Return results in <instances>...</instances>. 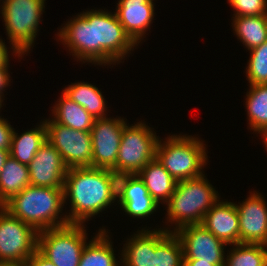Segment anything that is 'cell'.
I'll list each match as a JSON object with an SVG mask.
<instances>
[{"label": "cell", "instance_id": "obj_1", "mask_svg": "<svg viewBox=\"0 0 267 266\" xmlns=\"http://www.w3.org/2000/svg\"><path fill=\"white\" fill-rule=\"evenodd\" d=\"M108 12L101 9L83 11L56 34L77 58L75 60L95 65H116L138 46L125 32L116 13Z\"/></svg>", "mask_w": 267, "mask_h": 266}, {"label": "cell", "instance_id": "obj_2", "mask_svg": "<svg viewBox=\"0 0 267 266\" xmlns=\"http://www.w3.org/2000/svg\"><path fill=\"white\" fill-rule=\"evenodd\" d=\"M117 179L109 169L69 168L63 185L64 204L67 199L71 204L69 224H84L117 202Z\"/></svg>", "mask_w": 267, "mask_h": 266}, {"label": "cell", "instance_id": "obj_3", "mask_svg": "<svg viewBox=\"0 0 267 266\" xmlns=\"http://www.w3.org/2000/svg\"><path fill=\"white\" fill-rule=\"evenodd\" d=\"M3 208L13 217L31 225L38 232L69 224L64 208L63 188L29 185L8 200Z\"/></svg>", "mask_w": 267, "mask_h": 266}, {"label": "cell", "instance_id": "obj_4", "mask_svg": "<svg viewBox=\"0 0 267 266\" xmlns=\"http://www.w3.org/2000/svg\"><path fill=\"white\" fill-rule=\"evenodd\" d=\"M217 193L204 174L177 182L172 196L165 204L166 223L175 224V228L169 232H176L187 225L201 224L206 213L219 200Z\"/></svg>", "mask_w": 267, "mask_h": 266}, {"label": "cell", "instance_id": "obj_5", "mask_svg": "<svg viewBox=\"0 0 267 266\" xmlns=\"http://www.w3.org/2000/svg\"><path fill=\"white\" fill-rule=\"evenodd\" d=\"M203 142L198 137L182 134L169 135L163 142L159 138L155 157L176 182L197 178L203 175L208 160Z\"/></svg>", "mask_w": 267, "mask_h": 266}, {"label": "cell", "instance_id": "obj_6", "mask_svg": "<svg viewBox=\"0 0 267 266\" xmlns=\"http://www.w3.org/2000/svg\"><path fill=\"white\" fill-rule=\"evenodd\" d=\"M46 0H2L1 15L12 45V53L21 57L29 53L38 34Z\"/></svg>", "mask_w": 267, "mask_h": 266}, {"label": "cell", "instance_id": "obj_7", "mask_svg": "<svg viewBox=\"0 0 267 266\" xmlns=\"http://www.w3.org/2000/svg\"><path fill=\"white\" fill-rule=\"evenodd\" d=\"M125 124L116 166L111 170L116 175L138 174L156 156L159 136L142 121Z\"/></svg>", "mask_w": 267, "mask_h": 266}, {"label": "cell", "instance_id": "obj_8", "mask_svg": "<svg viewBox=\"0 0 267 266\" xmlns=\"http://www.w3.org/2000/svg\"><path fill=\"white\" fill-rule=\"evenodd\" d=\"M87 239L83 224H68L40 231L37 250L55 266H79Z\"/></svg>", "mask_w": 267, "mask_h": 266}, {"label": "cell", "instance_id": "obj_9", "mask_svg": "<svg viewBox=\"0 0 267 266\" xmlns=\"http://www.w3.org/2000/svg\"><path fill=\"white\" fill-rule=\"evenodd\" d=\"M39 232L0 209V266H23L37 250Z\"/></svg>", "mask_w": 267, "mask_h": 266}, {"label": "cell", "instance_id": "obj_10", "mask_svg": "<svg viewBox=\"0 0 267 266\" xmlns=\"http://www.w3.org/2000/svg\"><path fill=\"white\" fill-rule=\"evenodd\" d=\"M46 140L61 154L66 166L93 167L92 138L90 132L77 131L46 119Z\"/></svg>", "mask_w": 267, "mask_h": 266}, {"label": "cell", "instance_id": "obj_11", "mask_svg": "<svg viewBox=\"0 0 267 266\" xmlns=\"http://www.w3.org/2000/svg\"><path fill=\"white\" fill-rule=\"evenodd\" d=\"M126 123L121 117L95 118L90 131L93 167L112 170L116 166L121 135Z\"/></svg>", "mask_w": 267, "mask_h": 266}, {"label": "cell", "instance_id": "obj_12", "mask_svg": "<svg viewBox=\"0 0 267 266\" xmlns=\"http://www.w3.org/2000/svg\"><path fill=\"white\" fill-rule=\"evenodd\" d=\"M183 247L184 259H200L209 264H225L226 243L202 224L187 225L175 232Z\"/></svg>", "mask_w": 267, "mask_h": 266}, {"label": "cell", "instance_id": "obj_13", "mask_svg": "<svg viewBox=\"0 0 267 266\" xmlns=\"http://www.w3.org/2000/svg\"><path fill=\"white\" fill-rule=\"evenodd\" d=\"M236 204L239 214L240 243L267 245V203L260 193Z\"/></svg>", "mask_w": 267, "mask_h": 266}, {"label": "cell", "instance_id": "obj_14", "mask_svg": "<svg viewBox=\"0 0 267 266\" xmlns=\"http://www.w3.org/2000/svg\"><path fill=\"white\" fill-rule=\"evenodd\" d=\"M28 169L30 185L47 188H63L68 171L61 154L48 141L39 148Z\"/></svg>", "mask_w": 267, "mask_h": 266}, {"label": "cell", "instance_id": "obj_15", "mask_svg": "<svg viewBox=\"0 0 267 266\" xmlns=\"http://www.w3.org/2000/svg\"><path fill=\"white\" fill-rule=\"evenodd\" d=\"M117 201L122 210L134 218L149 217L159 208L138 174L118 176Z\"/></svg>", "mask_w": 267, "mask_h": 266}, {"label": "cell", "instance_id": "obj_16", "mask_svg": "<svg viewBox=\"0 0 267 266\" xmlns=\"http://www.w3.org/2000/svg\"><path fill=\"white\" fill-rule=\"evenodd\" d=\"M154 0H118L115 13L125 32L138 45L154 18Z\"/></svg>", "mask_w": 267, "mask_h": 266}, {"label": "cell", "instance_id": "obj_17", "mask_svg": "<svg viewBox=\"0 0 267 266\" xmlns=\"http://www.w3.org/2000/svg\"><path fill=\"white\" fill-rule=\"evenodd\" d=\"M201 224L227 245L240 243L239 214L234 202L219 199L206 213Z\"/></svg>", "mask_w": 267, "mask_h": 266}, {"label": "cell", "instance_id": "obj_18", "mask_svg": "<svg viewBox=\"0 0 267 266\" xmlns=\"http://www.w3.org/2000/svg\"><path fill=\"white\" fill-rule=\"evenodd\" d=\"M153 230L141 229L130 236L120 254L121 266H158L156 229Z\"/></svg>", "mask_w": 267, "mask_h": 266}, {"label": "cell", "instance_id": "obj_19", "mask_svg": "<svg viewBox=\"0 0 267 266\" xmlns=\"http://www.w3.org/2000/svg\"><path fill=\"white\" fill-rule=\"evenodd\" d=\"M152 198L160 203H167L172 196L176 181L155 157L139 173Z\"/></svg>", "mask_w": 267, "mask_h": 266}, {"label": "cell", "instance_id": "obj_20", "mask_svg": "<svg viewBox=\"0 0 267 266\" xmlns=\"http://www.w3.org/2000/svg\"><path fill=\"white\" fill-rule=\"evenodd\" d=\"M51 110L52 119L64 126L77 131L90 132L95 118L81 105L68 98L63 92Z\"/></svg>", "mask_w": 267, "mask_h": 266}, {"label": "cell", "instance_id": "obj_21", "mask_svg": "<svg viewBox=\"0 0 267 266\" xmlns=\"http://www.w3.org/2000/svg\"><path fill=\"white\" fill-rule=\"evenodd\" d=\"M37 126L21 135H18L15 129L13 131L9 155L22 164L28 165L47 141L45 122L42 121Z\"/></svg>", "mask_w": 267, "mask_h": 266}, {"label": "cell", "instance_id": "obj_22", "mask_svg": "<svg viewBox=\"0 0 267 266\" xmlns=\"http://www.w3.org/2000/svg\"><path fill=\"white\" fill-rule=\"evenodd\" d=\"M29 185L28 165L20 163L9 155L0 172V205L3 206Z\"/></svg>", "mask_w": 267, "mask_h": 266}, {"label": "cell", "instance_id": "obj_23", "mask_svg": "<svg viewBox=\"0 0 267 266\" xmlns=\"http://www.w3.org/2000/svg\"><path fill=\"white\" fill-rule=\"evenodd\" d=\"M68 98L81 105L94 118L107 116V103L101 91L88 82H76L62 91Z\"/></svg>", "mask_w": 267, "mask_h": 266}, {"label": "cell", "instance_id": "obj_24", "mask_svg": "<svg viewBox=\"0 0 267 266\" xmlns=\"http://www.w3.org/2000/svg\"><path fill=\"white\" fill-rule=\"evenodd\" d=\"M112 247L108 231L102 227L84 247L79 266H119Z\"/></svg>", "mask_w": 267, "mask_h": 266}, {"label": "cell", "instance_id": "obj_25", "mask_svg": "<svg viewBox=\"0 0 267 266\" xmlns=\"http://www.w3.org/2000/svg\"><path fill=\"white\" fill-rule=\"evenodd\" d=\"M246 97L249 129L263 138L267 134V84L250 85Z\"/></svg>", "mask_w": 267, "mask_h": 266}, {"label": "cell", "instance_id": "obj_26", "mask_svg": "<svg viewBox=\"0 0 267 266\" xmlns=\"http://www.w3.org/2000/svg\"><path fill=\"white\" fill-rule=\"evenodd\" d=\"M232 18L234 34L248 50L262 45L267 40V15Z\"/></svg>", "mask_w": 267, "mask_h": 266}, {"label": "cell", "instance_id": "obj_27", "mask_svg": "<svg viewBox=\"0 0 267 266\" xmlns=\"http://www.w3.org/2000/svg\"><path fill=\"white\" fill-rule=\"evenodd\" d=\"M170 228L156 230V254L158 266H183V247L175 232Z\"/></svg>", "mask_w": 267, "mask_h": 266}, {"label": "cell", "instance_id": "obj_28", "mask_svg": "<svg viewBox=\"0 0 267 266\" xmlns=\"http://www.w3.org/2000/svg\"><path fill=\"white\" fill-rule=\"evenodd\" d=\"M233 246L227 252L224 266H267V245L236 243Z\"/></svg>", "mask_w": 267, "mask_h": 266}, {"label": "cell", "instance_id": "obj_29", "mask_svg": "<svg viewBox=\"0 0 267 266\" xmlns=\"http://www.w3.org/2000/svg\"><path fill=\"white\" fill-rule=\"evenodd\" d=\"M249 51L251 55L246 68L249 85L267 84V40Z\"/></svg>", "mask_w": 267, "mask_h": 266}, {"label": "cell", "instance_id": "obj_30", "mask_svg": "<svg viewBox=\"0 0 267 266\" xmlns=\"http://www.w3.org/2000/svg\"><path fill=\"white\" fill-rule=\"evenodd\" d=\"M235 9L234 17L267 15V0H227Z\"/></svg>", "mask_w": 267, "mask_h": 266}, {"label": "cell", "instance_id": "obj_31", "mask_svg": "<svg viewBox=\"0 0 267 266\" xmlns=\"http://www.w3.org/2000/svg\"><path fill=\"white\" fill-rule=\"evenodd\" d=\"M14 128L0 116V149L10 150Z\"/></svg>", "mask_w": 267, "mask_h": 266}, {"label": "cell", "instance_id": "obj_32", "mask_svg": "<svg viewBox=\"0 0 267 266\" xmlns=\"http://www.w3.org/2000/svg\"><path fill=\"white\" fill-rule=\"evenodd\" d=\"M23 266H55L50 260L36 250L23 264Z\"/></svg>", "mask_w": 267, "mask_h": 266}, {"label": "cell", "instance_id": "obj_33", "mask_svg": "<svg viewBox=\"0 0 267 266\" xmlns=\"http://www.w3.org/2000/svg\"><path fill=\"white\" fill-rule=\"evenodd\" d=\"M10 66H2L0 67V101L3 103V100L2 98H4V92L6 89V87L9 86L10 84V73H8V68Z\"/></svg>", "mask_w": 267, "mask_h": 266}, {"label": "cell", "instance_id": "obj_34", "mask_svg": "<svg viewBox=\"0 0 267 266\" xmlns=\"http://www.w3.org/2000/svg\"><path fill=\"white\" fill-rule=\"evenodd\" d=\"M5 45V41L0 38V67L9 66V51Z\"/></svg>", "mask_w": 267, "mask_h": 266}, {"label": "cell", "instance_id": "obj_35", "mask_svg": "<svg viewBox=\"0 0 267 266\" xmlns=\"http://www.w3.org/2000/svg\"><path fill=\"white\" fill-rule=\"evenodd\" d=\"M183 266H224V264H209L205 261H200V259H184Z\"/></svg>", "mask_w": 267, "mask_h": 266}, {"label": "cell", "instance_id": "obj_36", "mask_svg": "<svg viewBox=\"0 0 267 266\" xmlns=\"http://www.w3.org/2000/svg\"><path fill=\"white\" fill-rule=\"evenodd\" d=\"M8 157H9V150L0 149V172Z\"/></svg>", "mask_w": 267, "mask_h": 266}, {"label": "cell", "instance_id": "obj_37", "mask_svg": "<svg viewBox=\"0 0 267 266\" xmlns=\"http://www.w3.org/2000/svg\"><path fill=\"white\" fill-rule=\"evenodd\" d=\"M263 140H264V141H262V142L264 143V145H265V149H266V151H267V134L263 137Z\"/></svg>", "mask_w": 267, "mask_h": 266}]
</instances>
